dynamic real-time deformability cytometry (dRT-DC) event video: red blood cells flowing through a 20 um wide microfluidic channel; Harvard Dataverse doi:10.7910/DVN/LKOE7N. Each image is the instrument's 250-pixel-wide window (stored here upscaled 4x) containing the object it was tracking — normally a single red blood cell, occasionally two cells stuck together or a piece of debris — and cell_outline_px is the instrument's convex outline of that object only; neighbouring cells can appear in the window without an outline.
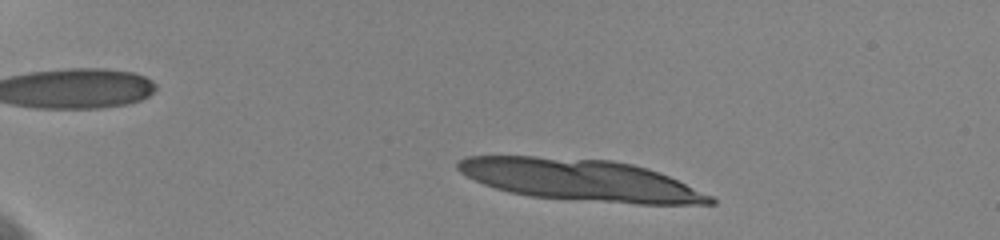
{"species": "human", "species_latin": "Homo sapiens", "temperature_condition": "cold", "stored_images_in_passage": 16, "camera_frame_rate_fps": 3000, "um_per_image_px": 0.085, "donor": {"sex": "female"}, "frame": {"image": 1, "passage_image": 6, "time_ms": 1.667, "image_size_px": [1000, 240], "cell_outline_px": [[716, 204], [636, 204], [532, 196], [508, 192], [484, 184], [460, 172], [456, 168], [456, 164], [460, 160], [468, 156], [532, 156], [612, 160], [632, 164], [648, 168], [668, 176], [712, 196], [716, 200]], "centroid_in_image_um": [49.35, 15.3], "position_along_channel_um": 35.6, "area_um2": 60.63}}